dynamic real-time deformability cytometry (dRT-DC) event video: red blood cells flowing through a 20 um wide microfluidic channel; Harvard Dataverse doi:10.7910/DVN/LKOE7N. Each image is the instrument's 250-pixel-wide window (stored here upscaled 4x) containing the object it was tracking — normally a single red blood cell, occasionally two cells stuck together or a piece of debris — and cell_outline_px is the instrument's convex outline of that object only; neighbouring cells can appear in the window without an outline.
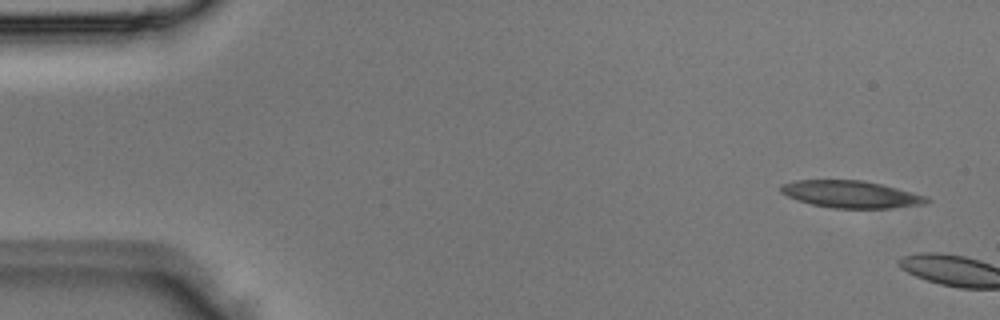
{"species": "Egyptian fruit bat (a non-hibernating species)", "species_latin": "Rousettus aegyptiacus", "temperature_condition": "room temperature", "stored_images_in_passage": 4, "camera_frame_rate_fps": 3000, "um_per_image_px": 0.085, "animal": {"sex": "male"}, "frame": {"image": 1, "passage_image": 4, "time_ms": 1.0, "image_size_px": [1000, 320], "cell_outline_px": [[932, 200], [928, 204], [888, 208], [832, 208], [812, 204], [796, 200], [780, 192], [780, 184], [796, 180], [860, 180], [880, 184], [928, 196]], "centroid_in_image_um": [72.34, 16.52], "position_along_channel_um": 12.7, "area_um2": 23.12}}